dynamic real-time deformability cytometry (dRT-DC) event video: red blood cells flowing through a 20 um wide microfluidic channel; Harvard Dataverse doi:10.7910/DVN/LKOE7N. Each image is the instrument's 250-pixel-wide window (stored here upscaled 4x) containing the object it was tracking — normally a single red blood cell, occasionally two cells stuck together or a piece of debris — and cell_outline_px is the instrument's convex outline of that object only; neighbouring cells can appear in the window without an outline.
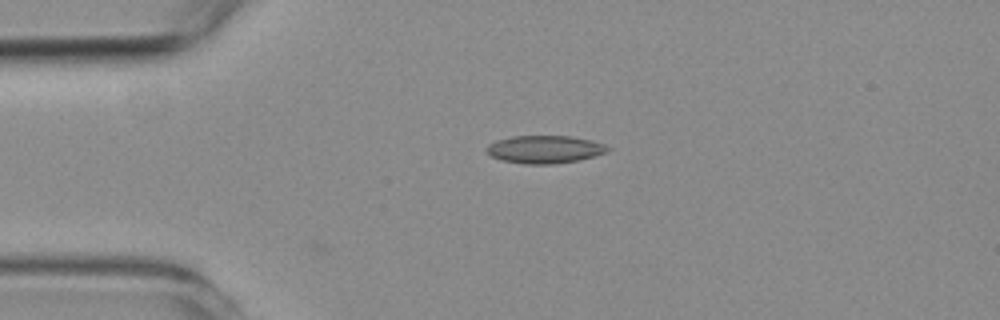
{"species": "common noctule bat (a hibernating species)", "species_latin": "Nyctalus noctula", "temperature_condition": "room temperature", "stored_images_in_passage": 2, "camera_frame_rate_fps": 3000, "um_per_image_px": 0.085, "animal": {"sex": "female", "body_mass_g": 19.3, "forearm_length_mm": 54.1}, "frame": {"image": 1, "passage_image": 2, "time_ms": 0.333, "image_size_px": [1000, 320], "cell_outline_px": [[612, 148], [608, 152], [580, 160], [552, 164], [524, 164], [500, 160], [492, 156], [484, 148], [488, 144], [496, 140], [512, 136], [568, 136], [592, 140], [604, 144]], "centroid_in_image_um": [46.31, 12.7], "position_along_channel_um": 38.7, "area_um2": 19.77}}